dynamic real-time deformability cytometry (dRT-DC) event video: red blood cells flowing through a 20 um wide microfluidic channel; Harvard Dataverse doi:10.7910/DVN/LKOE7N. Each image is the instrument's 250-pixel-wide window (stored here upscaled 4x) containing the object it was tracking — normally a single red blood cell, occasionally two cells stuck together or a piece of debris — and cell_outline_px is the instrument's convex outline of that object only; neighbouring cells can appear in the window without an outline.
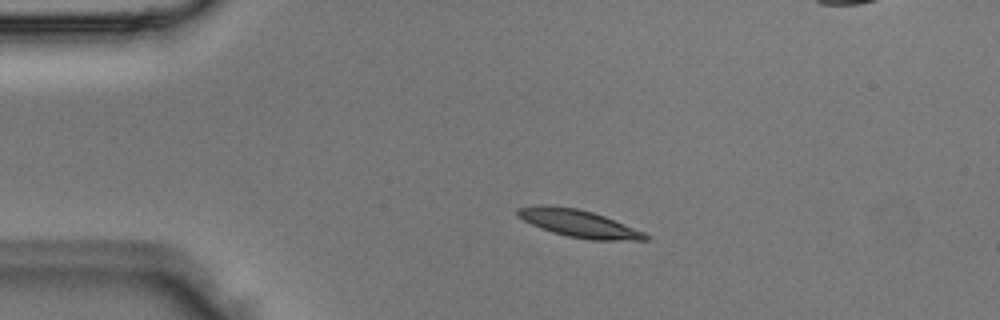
{"species": "Egyptian fruit bat (a non-hibernating species)", "species_latin": "Rousettus aegyptiacus", "temperature_condition": "room temperature", "stored_images_in_passage": 4, "segment_of_instrument_passage": [1, 2], "camera_frame_rate_fps": 3000, "um_per_image_px": 0.085, "animal": {"sex": "male"}, "frame": {"image": 1, "passage_image": 2, "time_ms": 0.333, "image_size_px": [1000, 320], "cell_outline_px": [[648, 240], [592, 240], [568, 236], [552, 232], [540, 228], [516, 216], [516, 208], [540, 204], [544, 204], [576, 208], [592, 212], [604, 216], [644, 232], [648, 236]], "centroid_in_image_um": [49.14, 18.98], "position_along_channel_um": 35.9, "area_um2": 20.29}}